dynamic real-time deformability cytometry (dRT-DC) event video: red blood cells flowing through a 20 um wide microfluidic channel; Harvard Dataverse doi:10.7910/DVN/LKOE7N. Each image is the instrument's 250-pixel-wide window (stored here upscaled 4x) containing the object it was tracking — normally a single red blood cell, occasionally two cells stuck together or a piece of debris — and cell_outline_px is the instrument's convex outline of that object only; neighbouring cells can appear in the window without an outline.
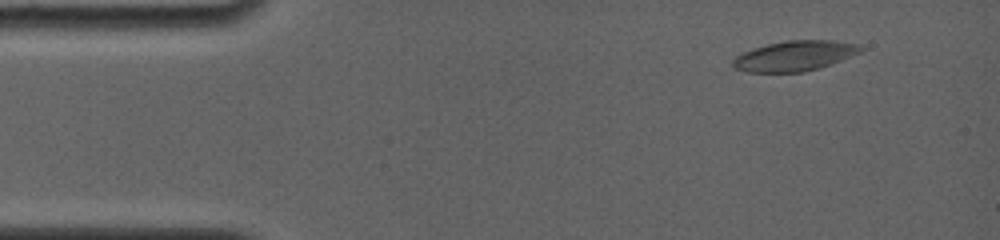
{"species": "common noctule bat (a hibernating species)", "species_latin": "Nyctalus noctula", "temperature_condition": "room temperature", "stored_images_in_passage": 15, "camera_frame_rate_fps": 4000, "um_per_image_px": 0.085, "animal": {"sex": "female", "body_mass_g": 19.0, "forearm_length_mm": 56.7}, "frame": {"image": 1, "passage_image": 2, "time_ms": 1.0, "image_size_px": [1000, 240], "cell_outline_px": [[864, 48], [860, 52], [840, 60], [804, 72], [748, 72], [732, 68], [732, 60], [736, 56], [752, 48], [768, 44], [788, 40], [832, 40], [856, 44]], "centroid_in_image_um": [67.48, 4.75], "position_along_channel_um": 17.5, "area_um2": 22.2}}
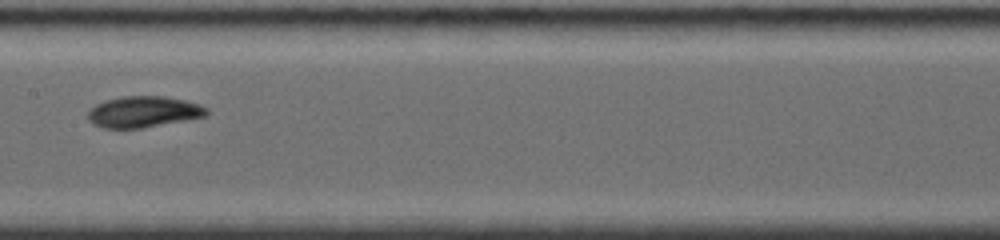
{"frame": {"image": 2, "passage_image": 8, "time_ms": 7.75, "image_size_px": [1000, 240], "cell_outline_px": [[208, 112], [204, 116], [188, 120], [140, 128], [104, 128], [92, 124], [88, 120], [88, 112], [96, 104], [108, 100], [124, 96], [164, 96], [184, 100], [200, 104], [208, 108]], "centroid_in_image_um": [12.21, 9.51], "position_along_channel_um": 195.2, "area_um2": 21.44}}
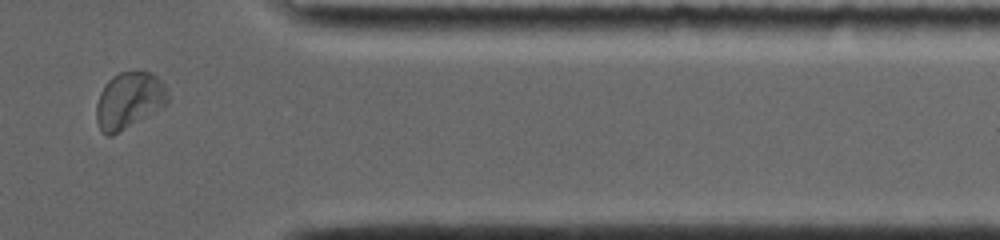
{"frame": {"image": 3, "passage_image": 13, "time_ms": 13.25, "image_size_px": [1000, 240], "cell_outline_px": [[168, 104], [112, 136], [108, 136], [100, 128], [96, 120], [96, 104], [100, 92], [104, 84], [112, 76], [120, 72], [152, 72], [164, 84], [168, 96]], "centroid_in_image_um": [10.96, 8.53], "position_along_channel_um": 400.4, "area_um2": 23.41}, "authors_computed_cell_mechanics": {"area_um2": 21.964, "velocity_mm_per_s": 3.8262, "shape_relaxation_time_tau1_ms": 3.9537, "shape_relaxation_time_tau2_ms": 2.1801, "deformation_change_tau1": 0.0768, "deformation_change_tau2": 0.0621}}